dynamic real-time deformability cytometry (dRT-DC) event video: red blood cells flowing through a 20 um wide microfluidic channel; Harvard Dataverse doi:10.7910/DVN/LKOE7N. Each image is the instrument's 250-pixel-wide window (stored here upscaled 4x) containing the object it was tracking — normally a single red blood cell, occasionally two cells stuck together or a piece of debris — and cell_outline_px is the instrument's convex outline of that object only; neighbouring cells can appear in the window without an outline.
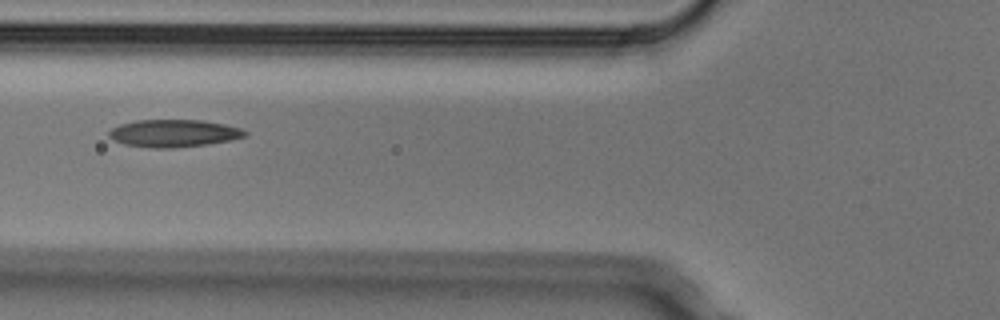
{"species": "Egyptian fruit bat (a non-hibernating species)", "species_latin": "Rousettus aegyptiacus", "temperature_condition": "cold", "stored_images_in_passage": 8, "camera_frame_rate_fps": 3000, "um_per_image_px": 0.085, "animal": {"sex": "male"}, "frame": {"image": 1, "passage_image": 8, "time_ms": 2.333, "image_size_px": [1000, 320], "cell_outline_px": [[248, 136], [232, 140], [208, 144], [172, 148], [148, 148], [124, 144], [108, 136], [108, 132], [112, 128], [120, 124], [136, 120], [204, 120], [224, 124], [240, 128], [248, 132]], "centroid_in_image_um": [14.79, 11.33], "position_along_channel_um": 111.0, "area_um2": 21.91}}